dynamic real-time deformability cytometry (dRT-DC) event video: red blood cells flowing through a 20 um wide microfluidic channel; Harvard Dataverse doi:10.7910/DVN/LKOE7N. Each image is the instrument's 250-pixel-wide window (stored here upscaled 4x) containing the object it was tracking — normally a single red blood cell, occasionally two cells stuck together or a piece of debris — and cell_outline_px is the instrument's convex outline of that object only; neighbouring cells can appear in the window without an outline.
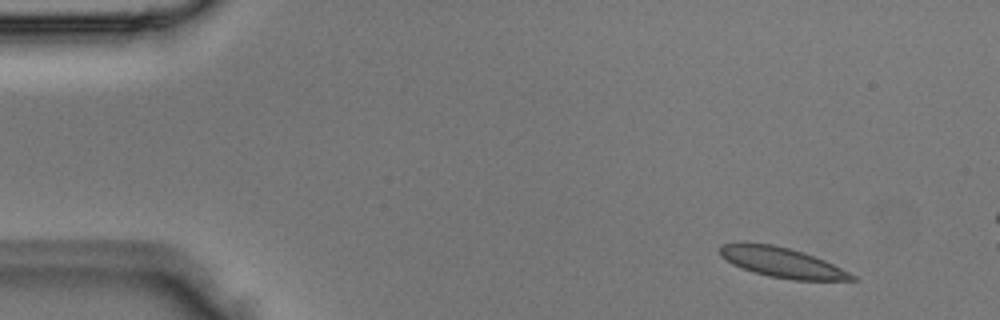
{"species": "Egyptian fruit bat (a non-hibernating species)", "species_latin": "Rousettus aegyptiacus", "temperature_condition": "room temperature", "stored_images_in_passage": 2, "camera_frame_rate_fps": 3000, "um_per_image_px": 0.085, "animal": {"sex": "male"}, "frame": {"image": 1, "passage_image": 2, "time_ms": 0.333, "image_size_px": [1000, 320], "cell_outline_px": [[856, 280], [792, 280], [768, 276], [752, 272], [732, 264], [720, 256], [720, 244], [740, 240], [744, 240], [772, 244], [804, 252], [824, 260], [856, 276]], "centroid_in_image_um": [66.36, 22.27], "position_along_channel_um": 18.6, "area_um2": 23.47}}